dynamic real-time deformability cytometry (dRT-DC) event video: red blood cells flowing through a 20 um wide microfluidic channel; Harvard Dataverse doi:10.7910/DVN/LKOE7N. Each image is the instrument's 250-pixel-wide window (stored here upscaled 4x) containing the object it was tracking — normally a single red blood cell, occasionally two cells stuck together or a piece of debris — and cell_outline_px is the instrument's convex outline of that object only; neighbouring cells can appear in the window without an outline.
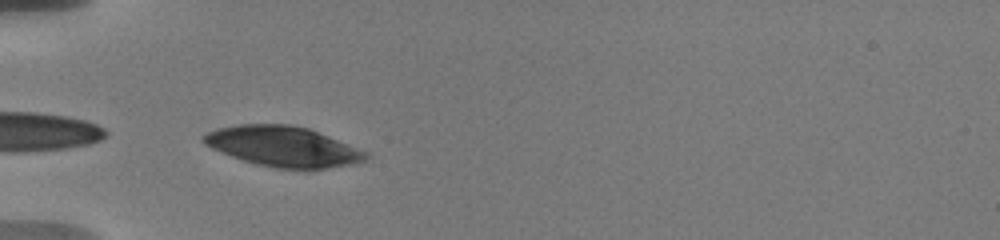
{"species": "human", "species_latin": "Homo sapiens", "temperature_condition": "warm", "stored_images_in_passage": 28, "camera_frame_rate_fps": 3000, "um_per_image_px": 0.085, "donor": {"sex": "male"}, "frame": {"image": 1, "passage_image": 1, "time_ms": 0.0, "image_size_px": [1000, 240], "cell_outline_px": [[372, 156], [368, 160], [352, 164], [324, 168], [276, 168], [244, 160], [220, 152], [204, 144], [200, 140], [200, 136], [216, 128], [236, 124], [288, 124], [308, 128], [368, 152]], "centroid_in_image_um": [24.05, 12.43], "position_along_channel_um": 61.0, "area_um2": 37.92}}
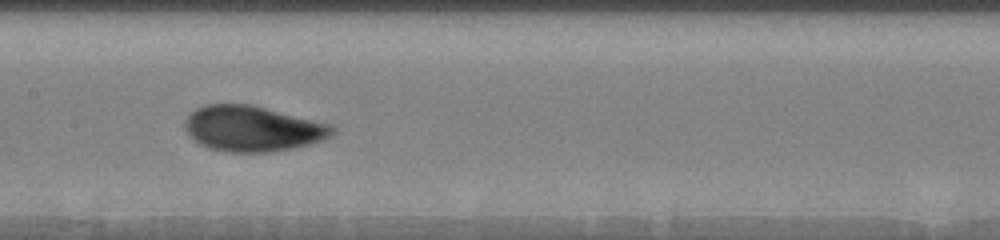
{"frame": {"image": 2, "passage_image": 10, "time_ms": 3.667, "image_size_px": [1000, 240], "cell_outline_px": [[336, 132], [332, 136], [324, 140], [292, 148], [268, 152], [228, 152], [208, 148], [192, 140], [188, 136], [184, 128], [184, 120], [188, 112], [204, 104], [252, 104], [336, 124]], "centroid_in_image_um": [21.49, 10.91], "position_along_channel_um": 185.9, "area_um2": 40.11}}
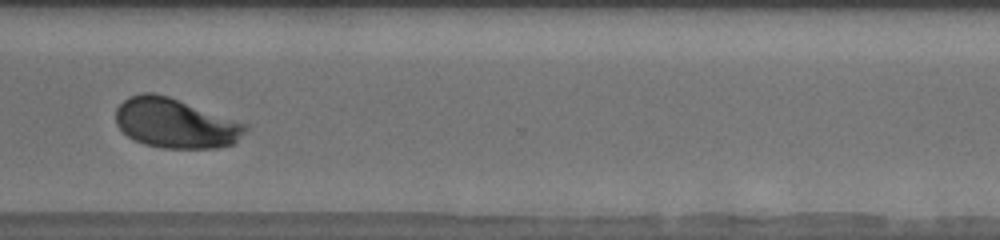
{"frame": {"image": 3, "passage_image": 23, "time_ms": 8.333, "image_size_px": [1000, 240], "cell_outline_px": [[248, 128], [232, 144], [216, 148], [160, 148], [144, 144], [128, 136], [116, 124], [116, 108], [128, 96], [140, 92], [152, 92], [168, 96], [248, 124]], "centroid_in_image_um": [14.88, 10.46], "position_along_channel_um": 355.7, "area_um2": 37.4}, "authors_computed_cell_mechanics": {"area_um2": 38.6393, "velocity_mm_per_s": 3.6448, "shape_relaxation_time_tau1_ms": 3.6588, "shape_relaxation_time_tau2_ms": null, "deformation_change_tau1": 0.1496, "deformation_change_tau2": null}}